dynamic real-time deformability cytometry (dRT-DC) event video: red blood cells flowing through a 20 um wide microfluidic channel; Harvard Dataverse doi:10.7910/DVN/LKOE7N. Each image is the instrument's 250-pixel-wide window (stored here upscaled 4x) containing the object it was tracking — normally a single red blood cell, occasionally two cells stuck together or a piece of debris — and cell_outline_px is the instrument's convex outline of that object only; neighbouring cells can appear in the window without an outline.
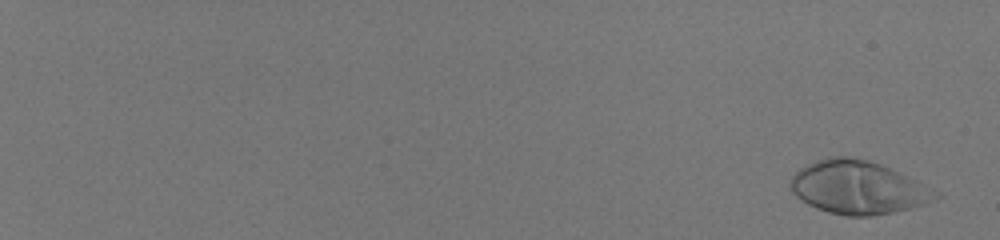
{"species": "human", "species_latin": "Homo sapiens", "temperature_condition": "room temperature", "stored_images_in_passage": 59, "camera_frame_rate_fps": 3000, "um_per_image_px": 0.085, "donor": {"sex": "male"}, "frame": {"image": 1, "passage_image": 4, "time_ms": 1.0, "image_size_px": [1000, 240], "cell_outline_px": [[944, 196], [936, 200], [924, 204], [892, 212], [872, 216], [848, 216], [828, 212], [816, 208], [800, 200], [792, 192], [788, 184], [792, 176], [800, 168], [816, 160], [828, 156], [848, 156], [868, 160], [880, 164], [908, 176], [940, 192]], "centroid_in_image_um": [72.93, 15.93], "position_along_channel_um": 12.1, "area_um2": 45.14}}
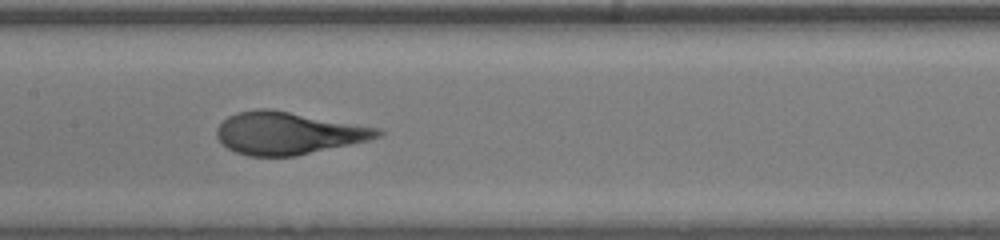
{"frame": {"image": 2, "passage_image": 37, "time_ms": 12.0, "image_size_px": [1000, 240], "cell_outline_px": [[384, 132], [380, 136], [368, 140], [296, 156], [248, 156], [236, 152], [220, 144], [216, 136], [216, 128], [228, 116], [236, 112], [256, 108], [268, 108], [380, 128]], "centroid_in_image_um": [24.44, 11.31], "position_along_channel_um": 183.0, "area_um2": 39.77}}
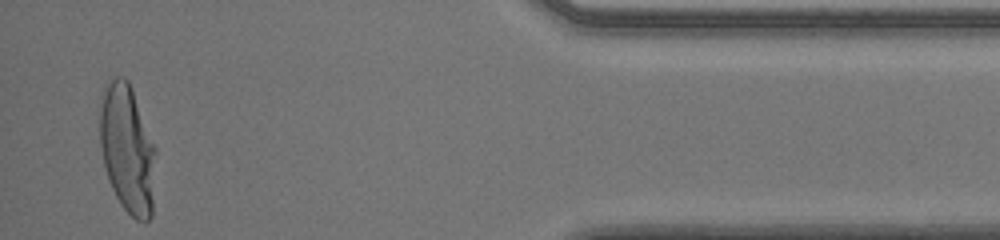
{"frame": {"image": 3, "passage_image": 58, "time_ms": 19.0, "image_size_px": [1000, 240], "cell_outline_px": [[156, 152], [152, 216], [148, 220], [136, 220], [120, 204], [112, 188], [104, 164], [100, 144], [100, 112], [104, 92], [108, 84], [116, 76], [124, 76], [128, 80], [132, 88], [156, 148]], "centroid_in_image_um": [10.85, 12.68], "position_along_channel_um": 424.3, "area_um2": 41.5}, "authors_computed_cell_mechanics": {"area_um2": 40.749, "velocity_mm_per_s": 4.0391, "shape_relaxation_time_tau1_ms": 5.1801, "shape_relaxation_time_tau2_ms": null, "deformation_change_tau1": 0.2952, "deformation_change_tau2": null}}